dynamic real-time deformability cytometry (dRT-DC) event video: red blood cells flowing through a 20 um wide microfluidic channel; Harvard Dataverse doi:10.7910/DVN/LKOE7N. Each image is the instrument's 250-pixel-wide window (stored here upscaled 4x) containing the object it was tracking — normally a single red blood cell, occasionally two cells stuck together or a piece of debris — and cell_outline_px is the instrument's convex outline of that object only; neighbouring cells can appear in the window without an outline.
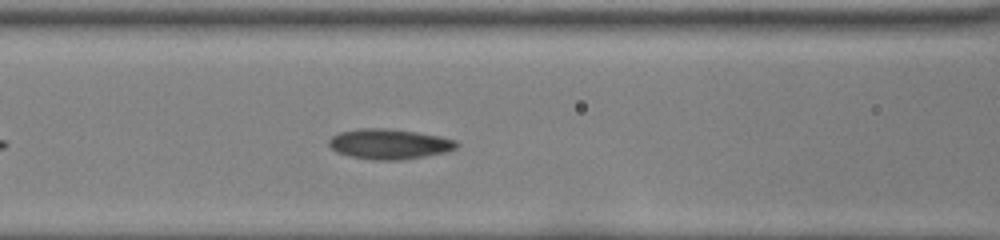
{"species": "common noctule bat (a hibernating species)", "species_latin": "Nyctalus noctula", "temperature_condition": "room temperature", "stored_images_in_passage": 38, "camera_frame_rate_fps": 3000, "um_per_image_px": 0.085, "animal": {"sex": "female", "body_mass_g": 22.0, "forearm_length_mm": 56.7}, "frame": {"image": 1, "passage_image": 9, "time_ms": 2.667, "image_size_px": [1000, 240], "cell_outline_px": [[460, 144], [456, 148], [444, 152], [400, 160], [376, 160], [352, 156], [336, 152], [328, 144], [328, 140], [332, 136], [340, 132], [360, 128], [388, 128], [416, 132], [456, 140]], "centroid_in_image_um": [33.06, 12.23], "position_along_channel_um": 133.5, "area_um2": 22.2}}
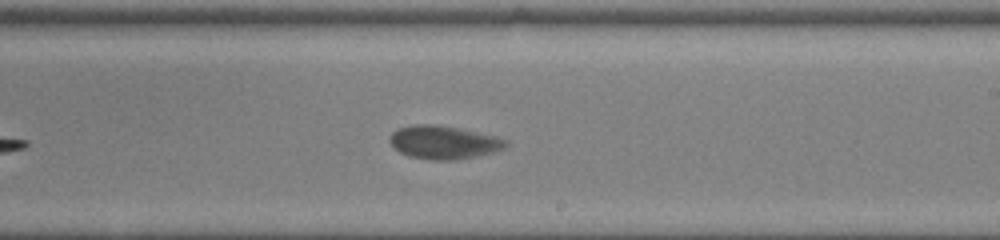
{"frame": {"image": 2, "passage_image": 18, "time_ms": 5.667, "image_size_px": [1000, 240], "cell_outline_px": [[508, 144], [504, 148], [492, 152], [476, 156], [456, 160], [432, 160], [408, 156], [400, 152], [388, 140], [392, 132], [396, 128], [416, 124], [436, 124], [496, 136], [508, 140]], "centroid_in_image_um": [37.69, 12.1], "position_along_channel_um": 251.3, "area_um2": 22.43}}
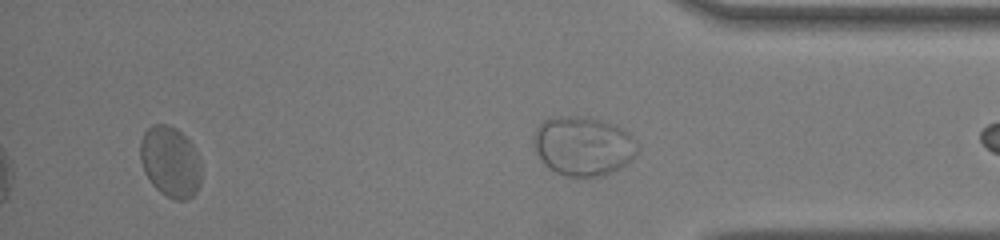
{"frame": {"image": 3, "passage_image": 35, "time_ms": 11.333, "image_size_px": [1000, 240], "cell_outline_px": [[200, 184], [196, 192], [188, 200], [176, 200], [160, 192], [152, 184], [144, 172], [140, 160], [140, 140], [144, 132], [152, 124], [168, 124], [176, 128], [192, 144], [200, 164]], "centroid_in_image_um": [14.45, 13.75], "position_along_channel_um": 420.7, "area_um2": 25.14}}